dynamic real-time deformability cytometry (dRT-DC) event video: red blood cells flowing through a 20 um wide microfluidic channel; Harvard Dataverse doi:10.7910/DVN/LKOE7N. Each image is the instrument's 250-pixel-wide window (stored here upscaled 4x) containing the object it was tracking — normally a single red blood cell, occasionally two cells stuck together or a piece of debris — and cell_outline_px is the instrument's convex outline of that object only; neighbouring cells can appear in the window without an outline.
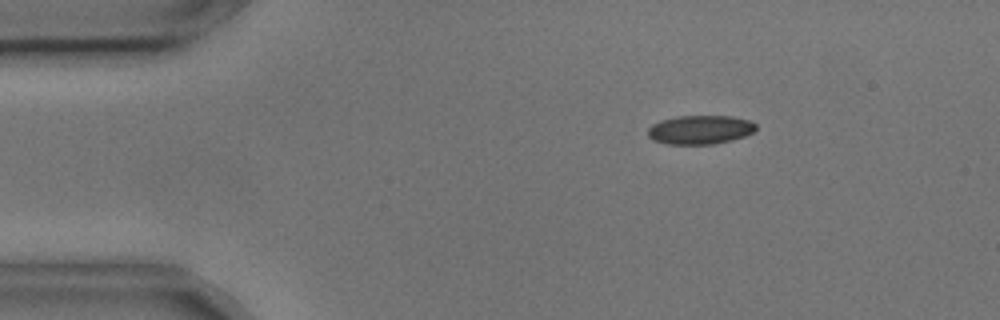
{"species": "common noctule bat (a hibernating species)", "species_latin": "Nyctalus noctula", "temperature_condition": "cold", "stored_images_in_passage": 5, "camera_frame_rate_fps": 3000, "um_per_image_px": 0.085, "animal": {"sex": "male", "body_mass_g": 17.9, "forearm_length_mm": 54.2}, "frame": {"image": 1, "passage_image": 1, "time_ms": 0.0, "image_size_px": [1000, 320], "cell_outline_px": [[756, 128], [752, 132], [744, 136], [732, 140], [712, 144], [668, 144], [652, 140], [648, 136], [648, 128], [652, 124], [660, 120], [680, 116], [732, 116], [748, 120], [756, 124]], "centroid_in_image_um": [59.48, 11.02], "position_along_channel_um": 25.5, "area_um2": 18.15}}
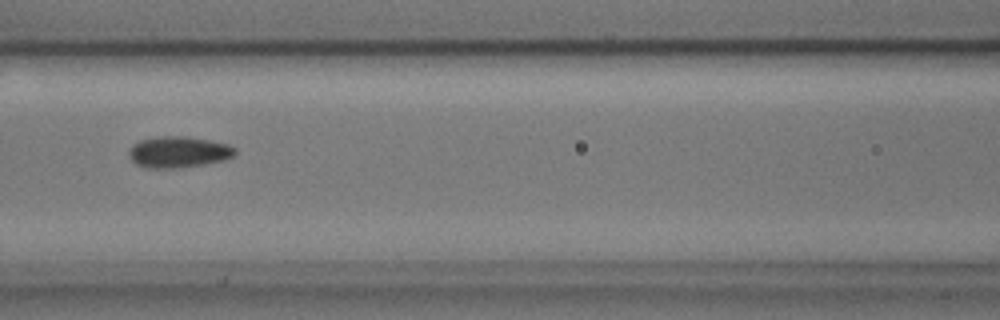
{"frame": {"image": 2, "passage_image": 5, "time_ms": 1.333, "image_size_px": [1000, 320], "cell_outline_px": [[236, 152], [232, 156], [224, 160], [204, 164], [180, 168], [144, 168], [136, 164], [132, 160], [128, 152], [132, 144], [140, 140], [160, 136], [184, 136], [208, 140], [228, 144], [236, 148]], "centroid_in_image_um": [15.15, 12.93], "position_along_channel_um": 151.5, "area_um2": 19.36}}